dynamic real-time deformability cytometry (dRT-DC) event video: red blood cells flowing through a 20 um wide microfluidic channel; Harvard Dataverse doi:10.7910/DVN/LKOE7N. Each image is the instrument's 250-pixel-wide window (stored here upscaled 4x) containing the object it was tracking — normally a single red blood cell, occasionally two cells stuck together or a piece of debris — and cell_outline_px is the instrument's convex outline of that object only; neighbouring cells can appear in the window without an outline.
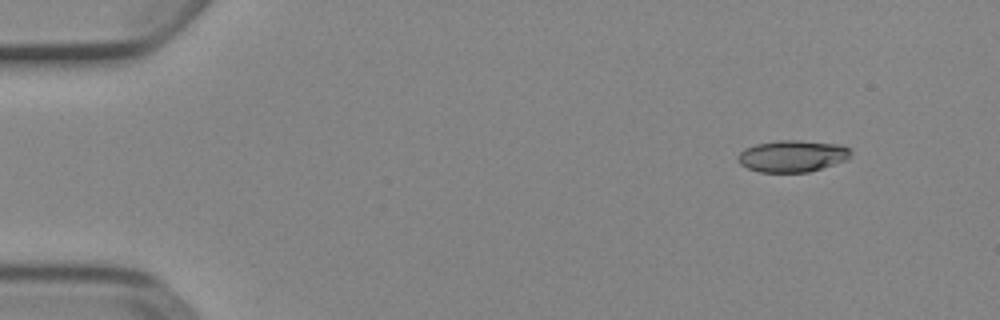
{"species": "Egyptian fruit bat (a non-hibernating species)", "species_latin": "Rousettus aegyptiacus", "temperature_condition": "cold", "stored_images_in_passage": 4, "camera_frame_rate_fps": 3000, "um_per_image_px": 0.085, "animal": {"sex": "female"}, "frame": {"image": 1, "passage_image": 2, "time_ms": 0.333, "image_size_px": [1000, 320], "cell_outline_px": [[852, 152], [848, 160], [808, 172], [760, 172], [748, 168], [740, 164], [736, 160], [736, 156], [744, 148], [756, 144], [780, 140], [800, 140], [840, 144], [848, 148]], "centroid_in_image_um": [67.34, 13.26], "position_along_channel_um": 17.7, "area_um2": 21.04}}
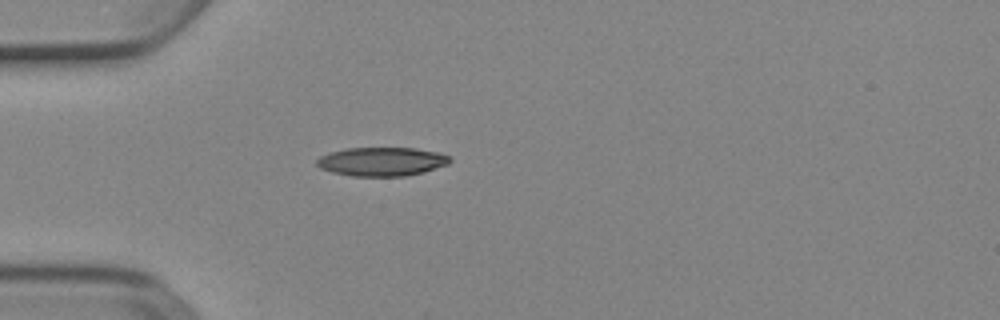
{"frame": {"image": 2, "passage_image": 4, "time_ms": 1.0, "image_size_px": [1000, 320], "cell_outline_px": [[452, 160], [448, 164], [424, 172], [404, 176], [352, 176], [332, 172], [320, 168], [316, 164], [316, 160], [320, 156], [332, 152], [348, 148], [416, 148], [440, 152], [448, 156]], "centroid_in_image_um": [32.47, 13.73], "position_along_channel_um": 52.5, "area_um2": 22.31}}